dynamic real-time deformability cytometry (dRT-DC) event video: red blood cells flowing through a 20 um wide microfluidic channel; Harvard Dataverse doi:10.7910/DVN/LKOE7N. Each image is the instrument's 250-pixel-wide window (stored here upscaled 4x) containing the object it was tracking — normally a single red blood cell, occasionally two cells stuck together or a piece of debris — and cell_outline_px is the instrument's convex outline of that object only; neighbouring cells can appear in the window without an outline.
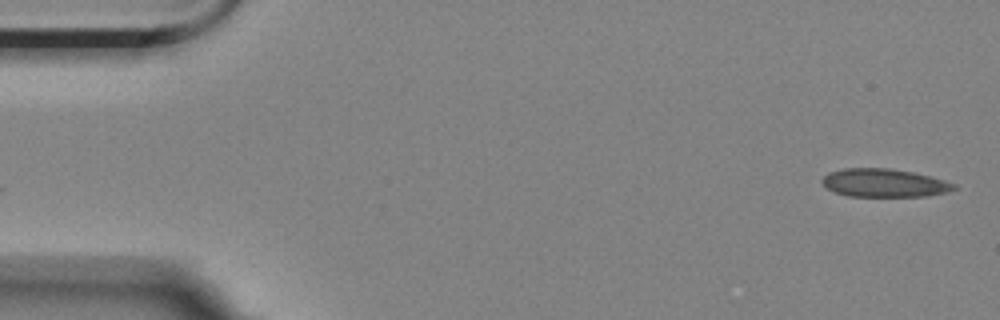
{"species": "Egyptian fruit bat (a non-hibernating species)", "species_latin": "Rousettus aegyptiacus", "temperature_condition": "room temperature", "stored_images_in_passage": 2, "camera_frame_rate_fps": 3000, "um_per_image_px": 0.085, "animal": {"sex": "female"}, "frame": {"image": 1, "passage_image": 2, "time_ms": 0.333, "image_size_px": [1000, 320], "cell_outline_px": [[956, 188], [948, 192], [928, 196], [848, 196], [836, 192], [828, 188], [820, 180], [828, 172], [844, 168], [892, 168], [912, 172], [944, 180], [956, 184]], "centroid_in_image_um": [75.16, 15.54], "position_along_channel_um": 9.8, "area_um2": 21.62}}